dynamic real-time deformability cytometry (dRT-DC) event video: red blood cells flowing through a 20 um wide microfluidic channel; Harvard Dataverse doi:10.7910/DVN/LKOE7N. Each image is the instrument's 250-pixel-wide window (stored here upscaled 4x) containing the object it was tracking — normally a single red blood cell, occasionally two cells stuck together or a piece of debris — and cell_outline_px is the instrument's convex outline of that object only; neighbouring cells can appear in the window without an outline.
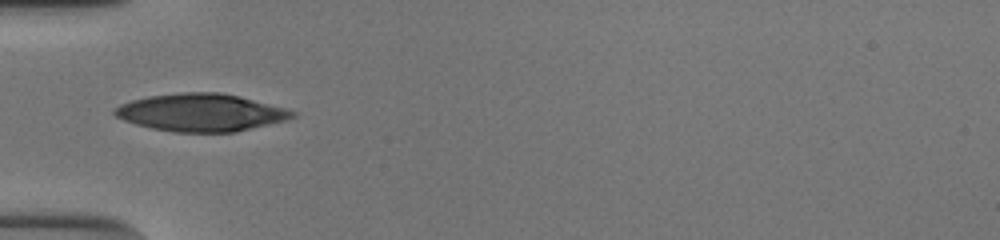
{"species": "human", "species_latin": "Homo sapiens", "temperature_condition": "cold", "stored_images_in_passage": 36, "camera_frame_rate_fps": 3000, "um_per_image_px": 0.085, "donor": {"sex": "male"}, "frame": {"image": 1, "passage_image": 1, "time_ms": 0.0, "image_size_px": [1000, 240], "cell_outline_px": [[296, 116], [284, 120], [236, 132], [172, 132], [152, 128], [136, 124], [124, 120], [116, 116], [112, 112], [112, 108], [120, 104], [132, 100], [148, 96], [184, 92], [220, 92], [288, 108], [296, 112]], "centroid_in_image_um": [17.06, 9.56], "position_along_channel_um": 67.9, "area_um2": 38.84}}
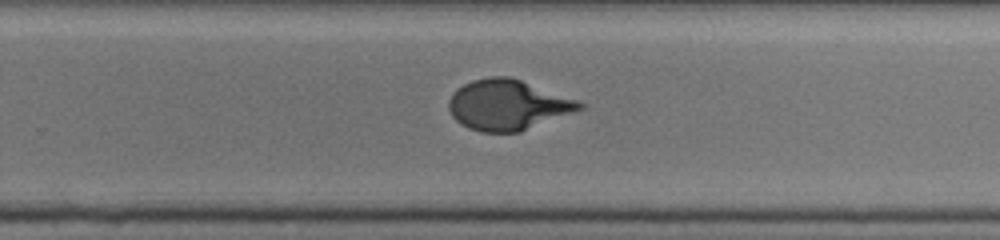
{"frame": {"image": 2, "passage_image": 18, "time_ms": 5.667, "image_size_px": [1000, 240], "cell_outline_px": [[584, 108], [520, 132], [480, 132], [468, 128], [460, 124], [452, 116], [448, 108], [448, 100], [464, 84], [472, 80], [492, 76], [508, 76], [520, 80], [576, 100], [584, 104]], "centroid_in_image_um": [43.13, 8.93], "position_along_channel_um": 286.7, "area_um2": 37.86}}
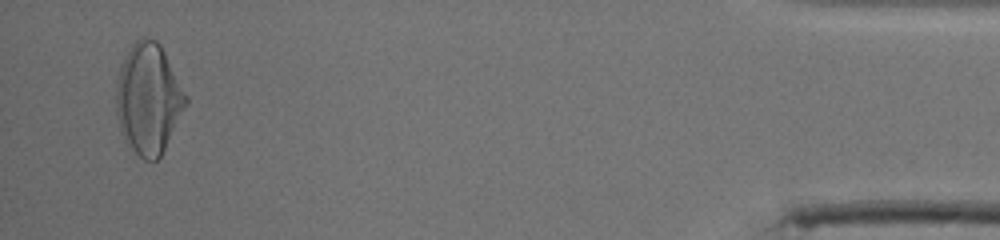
{"frame": {"image": 3, "passage_image": 34, "time_ms": 11.0, "image_size_px": [1000, 240], "cell_outline_px": [[188, 104], [160, 156], [156, 160], [144, 160], [124, 140], [120, 132], [116, 112], [116, 84], [120, 68], [132, 44], [136, 40], [144, 36], [148, 36], [156, 40], [160, 44], [188, 96]], "centroid_in_image_um": [12.63, 8.39], "position_along_channel_um": 422.6, "area_um2": 44.8}, "authors_computed_cell_mechanics": {"area_um2": 38.5526, "velocity_mm_per_s": 3.8917, "shape_relaxation_time_tau1_ms": 6.0703, "shape_relaxation_time_tau2_ms": null, "deformation_change_tau1": 0.2691, "deformation_change_tau2": null}}